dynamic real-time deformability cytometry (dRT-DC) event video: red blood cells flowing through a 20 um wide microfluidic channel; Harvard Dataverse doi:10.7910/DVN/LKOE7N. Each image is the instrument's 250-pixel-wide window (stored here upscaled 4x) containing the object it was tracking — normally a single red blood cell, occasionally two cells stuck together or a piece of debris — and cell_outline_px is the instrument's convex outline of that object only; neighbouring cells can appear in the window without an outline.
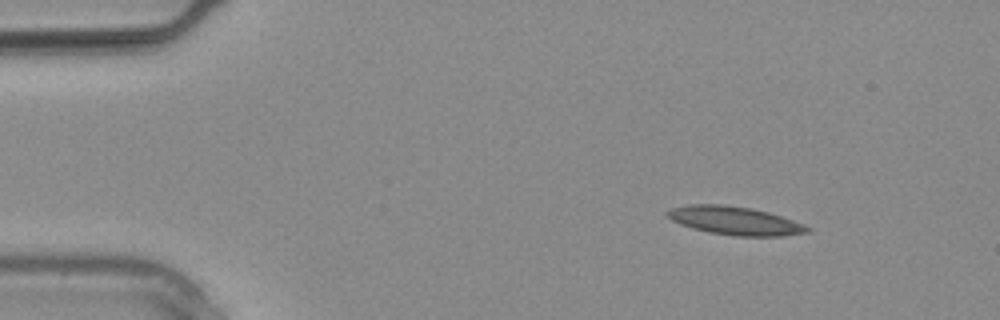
{"species": "common noctule bat (a hibernating species)", "species_latin": "Nyctalus noctula", "temperature_condition": "warm", "stored_images_in_passage": 15, "camera_frame_rate_fps": 3000, "um_per_image_px": 0.085, "animal": {"sex": "male", "body_mass_g": 20.4}, "frame": {"image": 1, "passage_image": 3, "time_ms": 0.667, "image_size_px": [1000, 320], "cell_outline_px": [[812, 232], [780, 236], [732, 236], [708, 232], [692, 228], [680, 224], [672, 220], [664, 212], [668, 208], [688, 204], [724, 204], [752, 208], [768, 212], [804, 224], [812, 228]], "centroid_in_image_um": [62.45, 18.75], "position_along_channel_um": 22.6, "area_um2": 23.41}}